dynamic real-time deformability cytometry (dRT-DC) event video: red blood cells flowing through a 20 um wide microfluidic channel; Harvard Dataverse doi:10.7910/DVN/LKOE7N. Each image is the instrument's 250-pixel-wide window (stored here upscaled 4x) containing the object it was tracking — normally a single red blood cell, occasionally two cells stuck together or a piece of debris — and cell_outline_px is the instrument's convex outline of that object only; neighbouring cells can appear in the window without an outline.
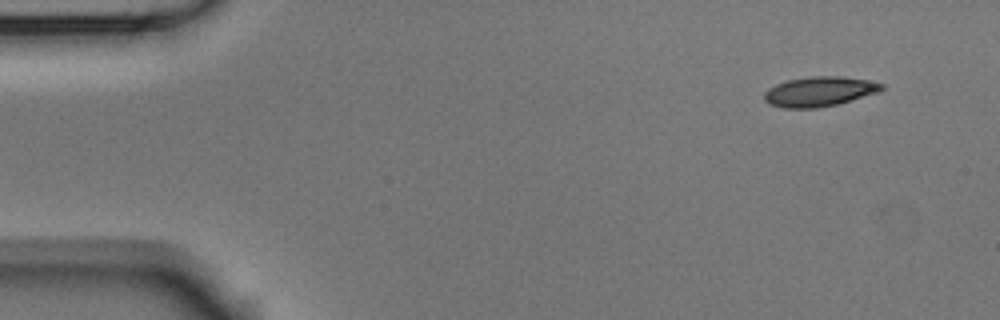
{"species": "Egyptian fruit bat (a non-hibernating species)", "species_latin": "Rousettus aegyptiacus", "temperature_condition": "room temperature", "stored_images_in_passage": 5, "camera_frame_rate_fps": 3000, "um_per_image_px": 0.085, "animal": {"sex": "male"}, "frame": {"image": 1, "passage_image": 1, "time_ms": 0.0, "image_size_px": [1000, 320], "cell_outline_px": [[884, 88], [876, 92], [836, 104], [816, 108], [784, 108], [768, 104], [764, 100], [764, 92], [768, 88], [776, 84], [788, 80], [808, 76], [840, 76], [868, 80], [884, 84]], "centroid_in_image_um": [69.58, 7.77], "position_along_channel_um": 15.4, "area_um2": 20.23}}
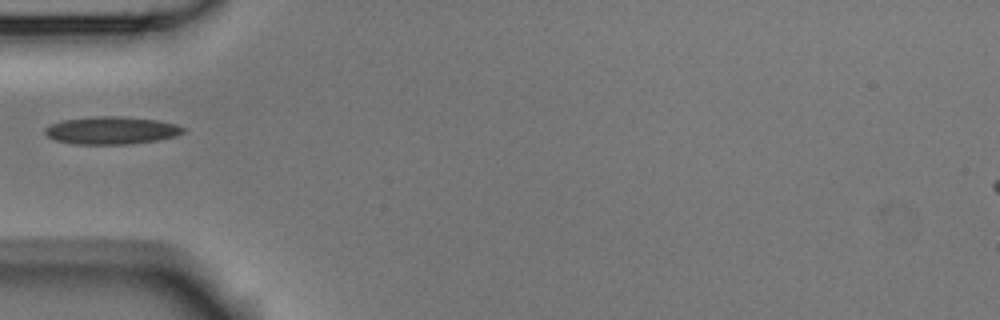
{"frame": {"image": 2, "passage_image": 4, "time_ms": 1.0, "image_size_px": [1000, 320], "cell_outline_px": [[184, 132], [176, 136], [156, 140], [128, 144], [72, 144], [56, 140], [48, 136], [44, 132], [44, 128], [52, 124], [64, 120], [92, 116], [120, 116], [156, 120], [176, 124], [184, 128]], "centroid_in_image_um": [9.46, 11.08], "position_along_channel_um": 75.5, "area_um2": 22.14}}
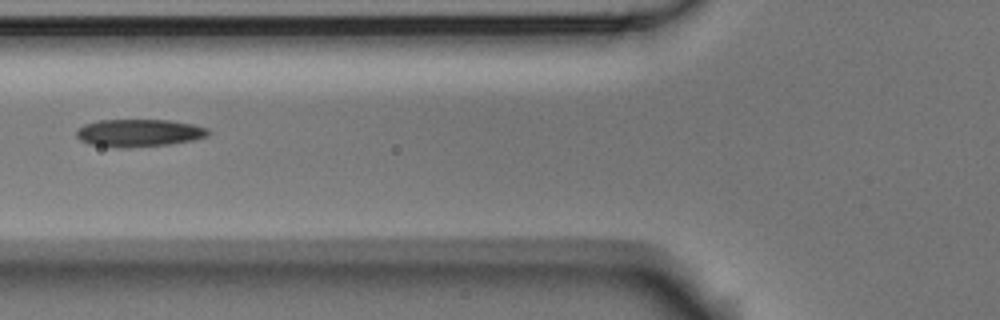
{"frame": {"image": 3, "passage_image": 5, "time_ms": 1.333, "image_size_px": [1000, 320], "cell_outline_px": [[212, 132], [208, 136], [192, 140], [168, 144], [128, 148], [116, 148], [88, 144], [80, 140], [76, 136], [76, 132], [84, 124], [100, 120], [168, 120], [192, 124], [208, 128]], "centroid_in_image_um": [11.81, 11.3], "position_along_channel_um": 114.0, "area_um2": 21.27}}